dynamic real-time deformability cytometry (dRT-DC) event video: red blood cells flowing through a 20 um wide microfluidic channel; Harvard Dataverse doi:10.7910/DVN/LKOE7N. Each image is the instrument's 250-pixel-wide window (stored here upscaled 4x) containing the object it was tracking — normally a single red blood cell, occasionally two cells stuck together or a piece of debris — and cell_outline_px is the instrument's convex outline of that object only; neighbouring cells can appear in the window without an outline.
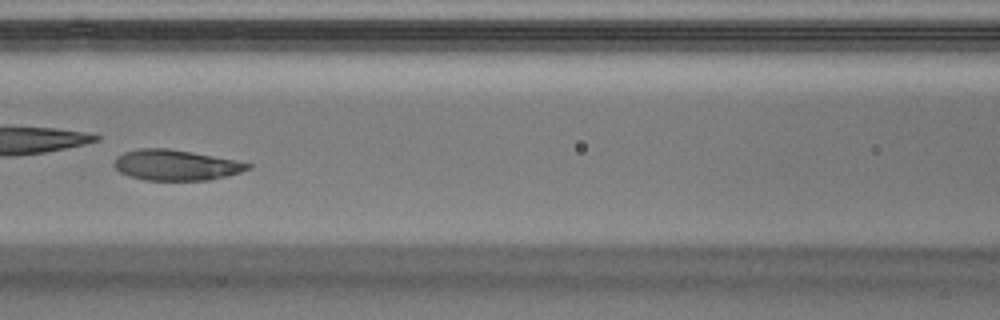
{"species": "Egyptian fruit bat (a non-hibernating species)", "species_latin": "Rousettus aegyptiacus", "temperature_condition": "warm", "stored_images_in_passage": 33, "camera_frame_rate_fps": 3000, "um_per_image_px": 0.085, "animal": {"sex": "male"}, "frame": {"image": 1, "passage_image": 10, "time_ms": 3.0, "image_size_px": [1000, 320], "cell_outline_px": [[252, 168], [240, 172], [208, 180], [144, 180], [120, 172], [112, 164], [116, 156], [124, 152], [140, 148], [168, 148], [192, 152], [236, 160], [252, 164]], "centroid_in_image_um": [14.93, 14.02], "position_along_channel_um": 151.7, "area_um2": 23.76}}
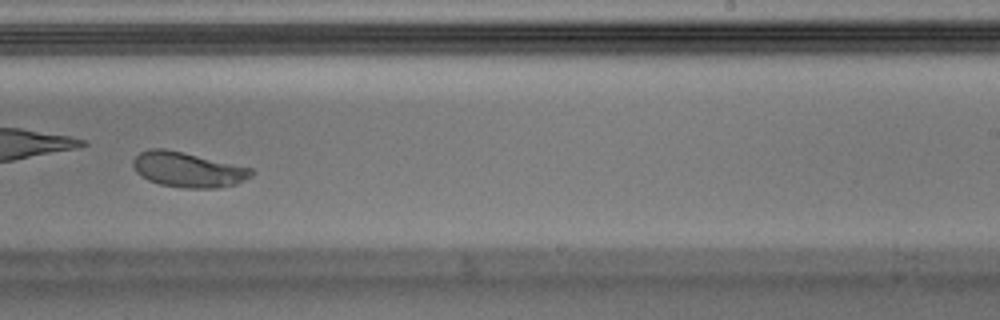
{"frame": {"image": 2, "passage_image": 19, "time_ms": 6.0, "image_size_px": [1000, 320], "cell_outline_px": [[256, 172], [252, 176], [236, 184], [216, 188], [184, 188], [160, 184], [148, 180], [140, 176], [136, 172], [132, 164], [132, 160], [140, 152], [148, 148], [164, 148], [184, 152], [252, 168]], "centroid_in_image_um": [15.96, 14.41], "position_along_channel_um": 273.0, "area_um2": 24.39}}